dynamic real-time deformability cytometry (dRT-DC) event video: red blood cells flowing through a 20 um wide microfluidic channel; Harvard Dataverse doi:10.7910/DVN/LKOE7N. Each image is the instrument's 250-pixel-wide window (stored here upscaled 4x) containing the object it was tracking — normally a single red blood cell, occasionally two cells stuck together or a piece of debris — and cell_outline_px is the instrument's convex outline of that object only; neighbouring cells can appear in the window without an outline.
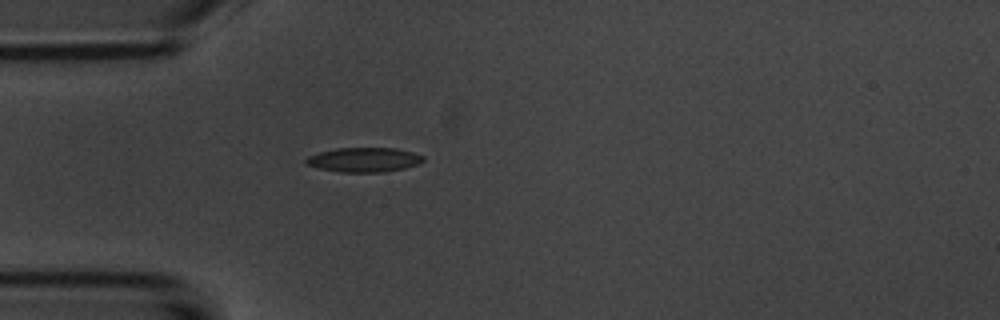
{"species": "common noctule bat (a hibernating species)", "species_latin": "Nyctalus noctula", "temperature_condition": "room temperature", "stored_images_in_passage": 40, "camera_frame_rate_fps": 3000, "um_per_image_px": 0.085, "animal": {"sex": "male", "body_mass_g": 20.1, "forearm_length_mm": 53.5}, "frame": {"image": 1, "passage_image": 1, "time_ms": 0.0, "image_size_px": [1000, 320], "cell_outline_px": [[424, 160], [420, 164], [404, 168], [384, 172], [340, 172], [320, 168], [304, 164], [304, 160], [308, 156], [320, 152], [336, 148], [396, 148], [412, 152], [424, 156]], "centroid_in_image_um": [30.94, 13.58], "position_along_channel_um": 54.1, "area_um2": 16.76}}
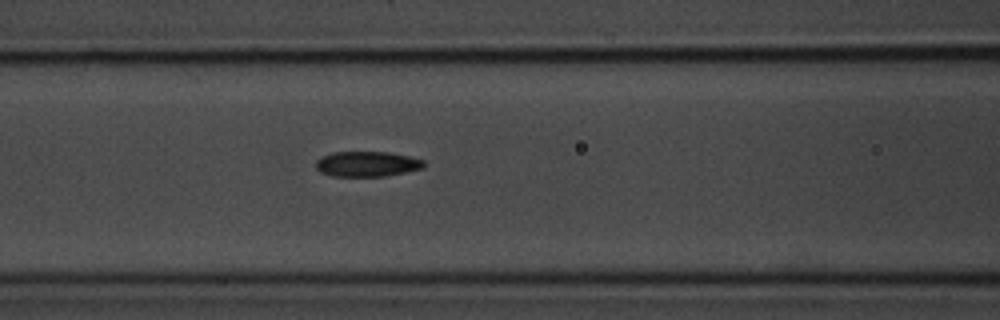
{"frame": {"image": 2, "passage_image": 8, "time_ms": 2.333, "image_size_px": [1000, 320], "cell_outline_px": [[428, 164], [424, 168], [384, 176], [332, 176], [320, 172], [316, 168], [316, 160], [320, 156], [332, 152], [388, 152], [408, 156], [424, 160]], "centroid_in_image_um": [31.19, 13.93], "position_along_channel_um": 135.4, "area_um2": 16.01}}
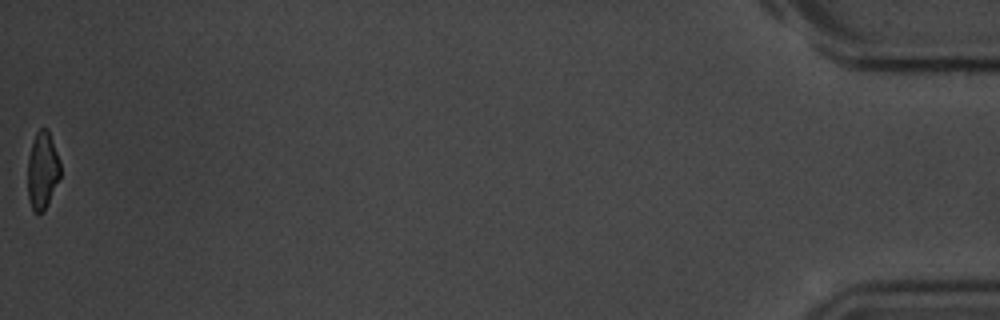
{"frame": {"image": 3, "passage_image": 40, "time_ms": 13.0, "image_size_px": [1000, 320], "cell_outline_px": [[60, 176], [48, 204], [44, 212], [36, 216], [32, 212], [28, 200], [28, 156], [36, 132], [40, 128], [48, 128], [60, 164]], "centroid_in_image_um": [3.59, 14.56], "position_along_channel_um": 431.6, "area_um2": 14.85}, "authors_computed_cell_mechanics": {"area_um2": 16.2418, "velocity_mm_per_s": 3.7186, "shape_relaxation_time_tau1_ms": 3.095, "shape_relaxation_time_tau2_ms": 4.1529, "deformation_change_tau1": 0.1609, "deformation_change_tau2": 0.0897}}